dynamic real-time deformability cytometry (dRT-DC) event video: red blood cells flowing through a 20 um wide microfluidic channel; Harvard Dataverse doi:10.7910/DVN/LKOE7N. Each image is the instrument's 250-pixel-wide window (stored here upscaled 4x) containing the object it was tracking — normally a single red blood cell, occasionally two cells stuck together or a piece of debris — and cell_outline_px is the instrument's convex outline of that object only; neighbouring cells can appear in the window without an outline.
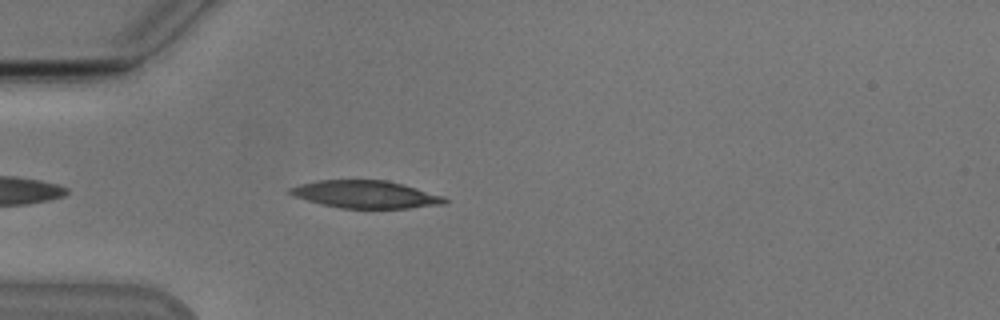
{"species": "Egyptian fruit bat (a non-hibernating species)", "species_latin": "Rousettus aegyptiacus", "temperature_condition": "cold", "stored_images_in_passage": 27, "camera_frame_rate_fps": 3000, "um_per_image_px": 0.085, "animal": {"sex": "male"}, "frame": {"image": 1, "passage_image": 4, "time_ms": 1.0, "image_size_px": [1000, 320], "cell_outline_px": [[448, 200], [444, 204], [408, 208], [340, 208], [320, 204], [292, 196], [288, 192], [288, 188], [300, 184], [320, 180], [384, 180], [400, 184], [444, 196]], "centroid_in_image_um": [31.02, 16.53], "position_along_channel_um": 54.0, "area_um2": 24.62}}
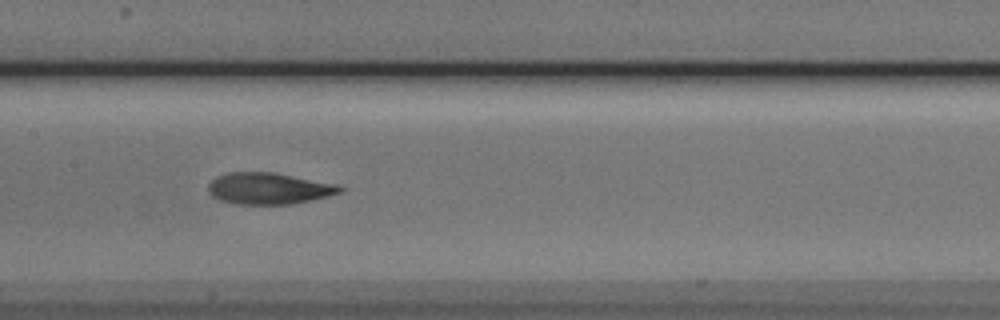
{"frame": {"image": 2, "passage_image": 15, "time_ms": 4.667, "image_size_px": [1000, 320], "cell_outline_px": [[344, 188], [340, 192], [328, 196], [312, 200], [292, 204], [232, 204], [220, 200], [212, 196], [208, 192], [208, 184], [216, 176], [228, 172], [272, 172], [336, 184]], "centroid_in_image_um": [22.8, 16.02], "position_along_channel_um": 184.6, "area_um2": 24.16}}
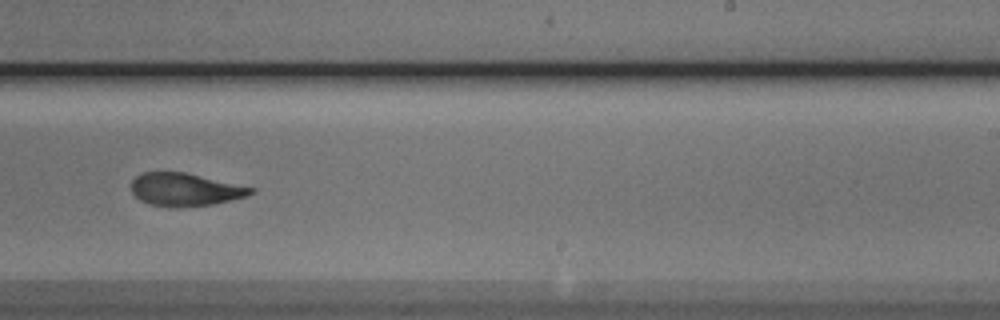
{"frame": {"image": 3, "passage_image": 22, "time_ms": 7.0, "image_size_px": [1000, 320], "cell_outline_px": [[256, 192], [248, 196], [212, 204], [180, 208], [176, 208], [148, 204], [140, 200], [132, 192], [132, 180], [136, 176], [144, 172], [184, 172], [256, 188]], "centroid_in_image_um": [15.75, 16.12], "position_along_channel_um": 273.2, "area_um2": 23.0}}